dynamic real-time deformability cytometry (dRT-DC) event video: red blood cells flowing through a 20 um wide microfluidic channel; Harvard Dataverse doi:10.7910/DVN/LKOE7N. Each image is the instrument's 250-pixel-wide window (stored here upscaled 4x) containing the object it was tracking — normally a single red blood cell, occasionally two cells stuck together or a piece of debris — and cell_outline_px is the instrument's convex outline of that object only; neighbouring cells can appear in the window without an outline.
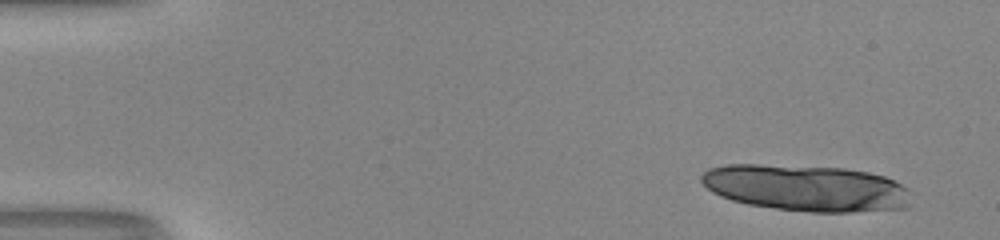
{"species": "human", "species_latin": "Homo sapiens", "temperature_condition": "room temperature", "stored_images_in_passage": 14, "camera_frame_rate_fps": 3000, "um_per_image_px": 0.085, "donor": {"sex": "male"}, "frame": {"image": 1, "passage_image": 1, "time_ms": 0.0, "image_size_px": [1000, 240], "cell_outline_px": [[908, 208], [852, 212], [808, 212], [776, 208], [748, 204], [732, 200], [720, 196], [712, 192], [700, 180], [700, 176], [708, 168], [728, 164], [756, 164], [844, 168], [868, 172], [884, 176], [908, 188]], "centroid_in_image_um": [68.49, 15.98], "position_along_channel_um": 16.5, "area_um2": 56.64}}